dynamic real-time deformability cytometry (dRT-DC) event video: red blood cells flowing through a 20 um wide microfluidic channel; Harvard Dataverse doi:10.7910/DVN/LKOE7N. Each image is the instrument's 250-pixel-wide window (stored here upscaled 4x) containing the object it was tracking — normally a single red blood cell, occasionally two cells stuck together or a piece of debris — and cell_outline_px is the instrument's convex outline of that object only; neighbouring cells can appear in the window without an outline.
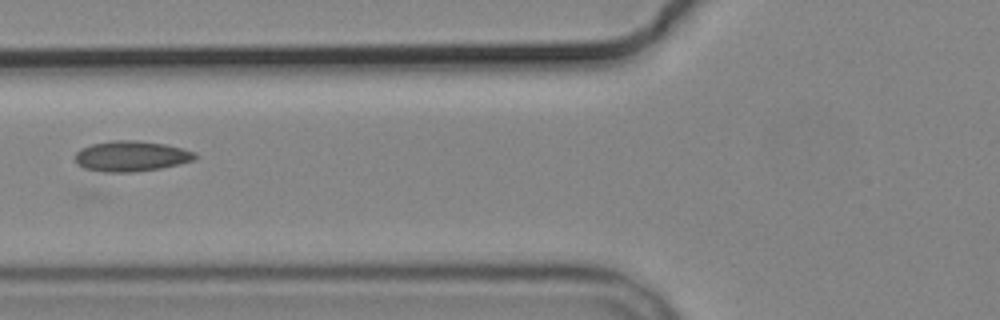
{"species": "common noctule bat (a hibernating species)", "species_latin": "Nyctalus noctula", "temperature_condition": "cold", "stored_images_in_passage": 6, "camera_frame_rate_fps": 3000, "um_per_image_px": 0.085, "animal": {"sex": "male", "body_mass_g": 19.2, "forearm_length_mm": 51.8}, "frame": {"image": 1, "passage_image": 6, "time_ms": 6.333, "image_size_px": [1000, 320], "cell_outline_px": [[196, 160], [180, 164], [160, 168], [132, 172], [104, 172], [84, 168], [76, 164], [76, 152], [80, 148], [92, 144], [112, 140], [136, 140], [164, 144], [196, 152]], "centroid_in_image_um": [11.14, 13.27], "position_along_channel_um": 114.7, "area_um2": 21.33}}